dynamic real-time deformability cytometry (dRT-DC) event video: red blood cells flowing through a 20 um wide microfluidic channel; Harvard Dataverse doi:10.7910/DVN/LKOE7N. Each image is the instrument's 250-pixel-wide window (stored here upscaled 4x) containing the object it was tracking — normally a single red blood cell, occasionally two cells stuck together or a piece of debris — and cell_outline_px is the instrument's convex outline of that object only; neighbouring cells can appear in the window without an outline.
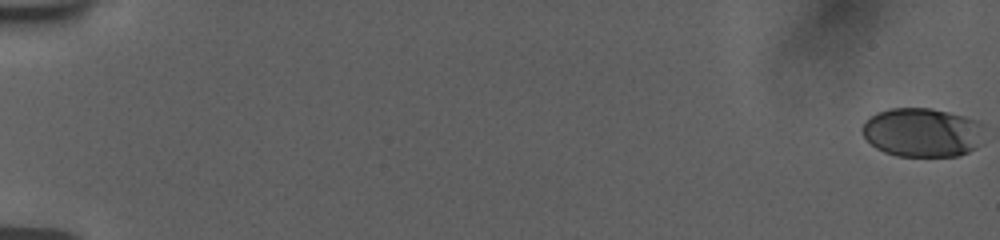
{"species": "human", "species_latin": "Homo sapiens", "temperature_condition": "room temperature", "stored_images_in_passage": 8, "camera_frame_rate_fps": 3000, "um_per_image_px": 0.085, "donor": {"sex": "female"}, "frame": {"image": 1, "passage_image": 1, "time_ms": 0.0, "image_size_px": [1000, 240], "cell_outline_px": [[980, 124], [976, 148], [968, 152], [956, 156], [896, 156], [884, 152], [876, 148], [864, 136], [860, 128], [876, 112], [888, 108], [932, 108], [980, 120]], "centroid_in_image_um": [78.33, 11.25], "position_along_channel_um": 6.7, "area_um2": 34.45}}